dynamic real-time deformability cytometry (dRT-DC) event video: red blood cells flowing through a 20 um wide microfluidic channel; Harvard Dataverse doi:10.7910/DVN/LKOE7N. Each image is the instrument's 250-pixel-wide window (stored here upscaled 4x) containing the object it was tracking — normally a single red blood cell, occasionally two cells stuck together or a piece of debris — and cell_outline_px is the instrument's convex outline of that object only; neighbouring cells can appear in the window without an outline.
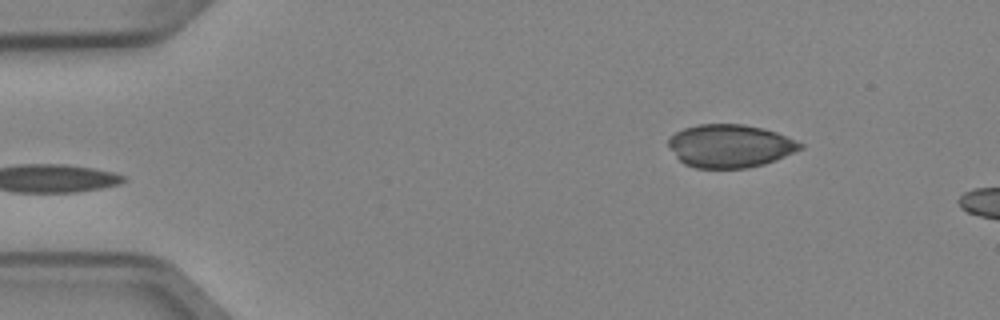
{"species": "Egyptian fruit bat (a non-hibernating species)", "species_latin": "Rousettus aegyptiacus", "temperature_condition": "cold", "stored_images_in_passage": 4, "camera_frame_rate_fps": 3000, "um_per_image_px": 0.085, "animal": {"sex": "female"}, "frame": {"image": 1, "passage_image": 4, "time_ms": 1.0, "image_size_px": [1000, 320], "cell_outline_px": [[804, 148], [776, 160], [764, 164], [748, 168], [696, 168], [684, 164], [676, 156], [668, 144], [668, 140], [676, 132], [684, 128], [696, 124], [744, 124], [764, 128], [776, 132], [804, 144]], "centroid_in_image_um": [62.07, 12.4], "position_along_channel_um": 22.9, "area_um2": 33.12}}